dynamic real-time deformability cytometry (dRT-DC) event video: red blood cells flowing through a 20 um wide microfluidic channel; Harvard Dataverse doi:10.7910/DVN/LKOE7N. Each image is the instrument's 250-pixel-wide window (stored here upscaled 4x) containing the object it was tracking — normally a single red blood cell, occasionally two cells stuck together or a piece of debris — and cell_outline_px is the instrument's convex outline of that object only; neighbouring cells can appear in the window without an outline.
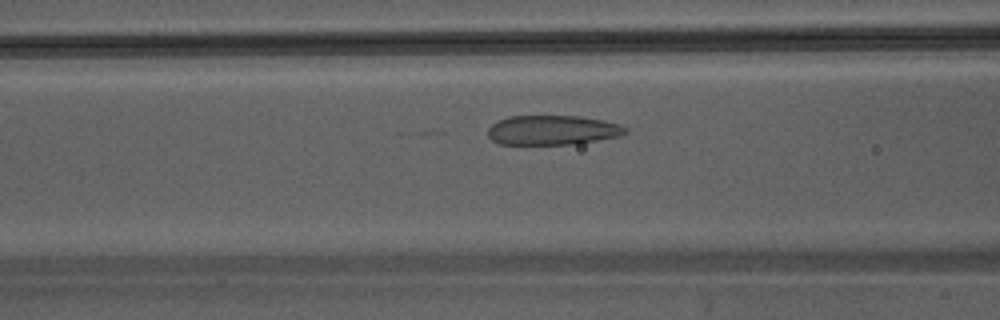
{"species": "Egyptian fruit bat (a non-hibernating species)", "species_latin": "Rousettus aegyptiacus", "temperature_condition": "warm", "stored_images_in_passage": 39, "camera_frame_rate_fps": 3000, "um_per_image_px": 0.085, "animal": {"sex": "male"}, "frame": {"image": 1, "passage_image": 12, "time_ms": 3.667, "image_size_px": [1000, 320], "cell_outline_px": [[628, 132], [620, 136], [576, 144], [500, 144], [492, 140], [488, 136], [488, 128], [492, 124], [508, 116], [580, 116], [604, 120], [620, 124], [628, 128]], "centroid_in_image_um": [47.0, 11.06], "position_along_channel_um": 119.6, "area_um2": 23.81}}
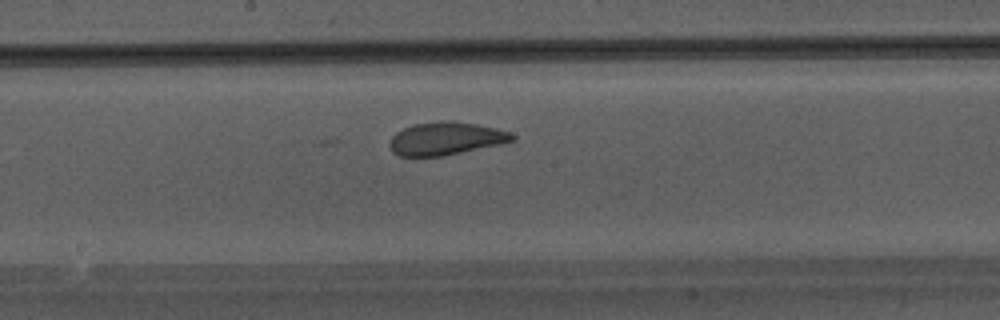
{"frame": {"image": 2, "passage_image": 18, "time_ms": 5.667, "image_size_px": [1000, 320], "cell_outline_px": [[516, 140], [500, 144], [440, 156], [400, 156], [392, 152], [388, 144], [392, 136], [396, 132], [412, 124], [440, 120], [452, 120], [476, 124], [496, 128], [508, 132], [516, 136]], "centroid_in_image_um": [37.86, 11.76], "position_along_channel_um": 210.3, "area_um2": 23.52}}